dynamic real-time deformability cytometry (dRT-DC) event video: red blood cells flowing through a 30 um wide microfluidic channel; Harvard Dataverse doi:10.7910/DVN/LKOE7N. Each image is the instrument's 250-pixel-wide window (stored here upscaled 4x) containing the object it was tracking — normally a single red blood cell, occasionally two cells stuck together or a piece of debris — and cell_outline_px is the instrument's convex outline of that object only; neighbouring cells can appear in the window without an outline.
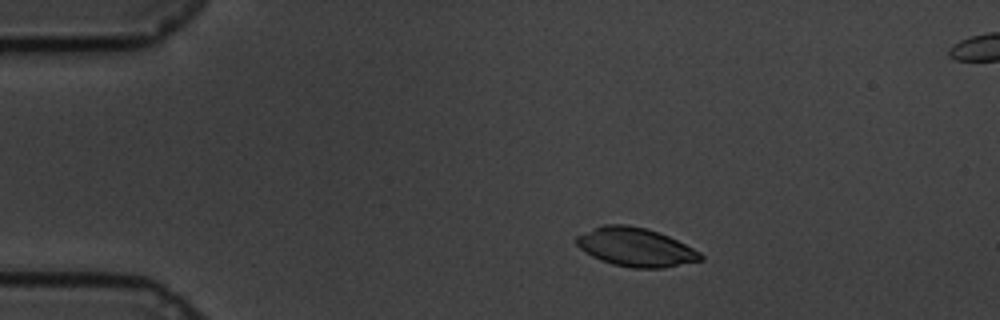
{"species": "common noctule bat (a hibernating species)", "species_latin": "Nyctalus noctula", "temperature_condition": "cold", "stored_images_in_passage": 51, "segment_of_instrument_passage": [1, 2], "camera_frame_rate_fps": 3000, "um_per_image_px": 0.085, "animal": {"sex": "male", "body_mass_g": 19.5, "forearm_length_mm": 54.6}, "frame": {"image": 1, "passage_image": 1, "time_ms": 0.0, "image_size_px": [1000, 320], "cell_outline_px": [[704, 260], [664, 268], [632, 268], [612, 264], [600, 260], [592, 256], [580, 248], [576, 244], [576, 236], [604, 224], [628, 224], [644, 228], [668, 236], [700, 252], [704, 256]], "centroid_in_image_um": [54.04, 21.02], "position_along_channel_um": 31.0, "area_um2": 27.8}}
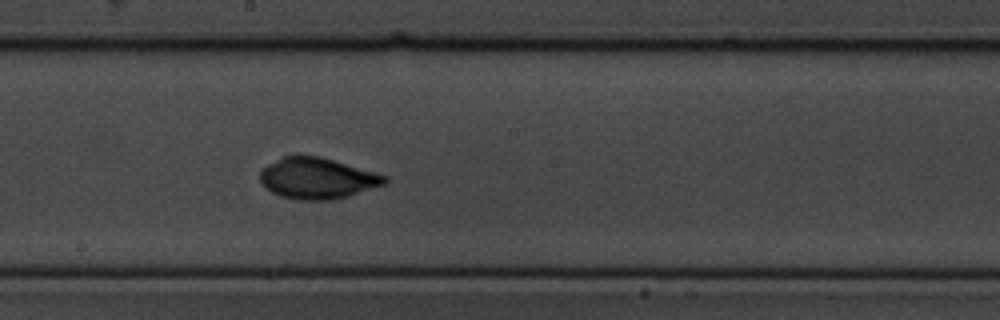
{"frame": {"image": 2, "passage_image": 23, "time_ms": 7.333, "image_size_px": [1000, 320], "cell_outline_px": [[388, 180], [384, 184], [348, 196], [332, 200], [300, 200], [280, 196], [264, 188], [260, 184], [260, 168], [292, 152], [296, 152], [320, 156], [388, 176]], "centroid_in_image_um": [26.9, 15.12], "position_along_channel_um": 221.3, "area_um2": 30.35}}
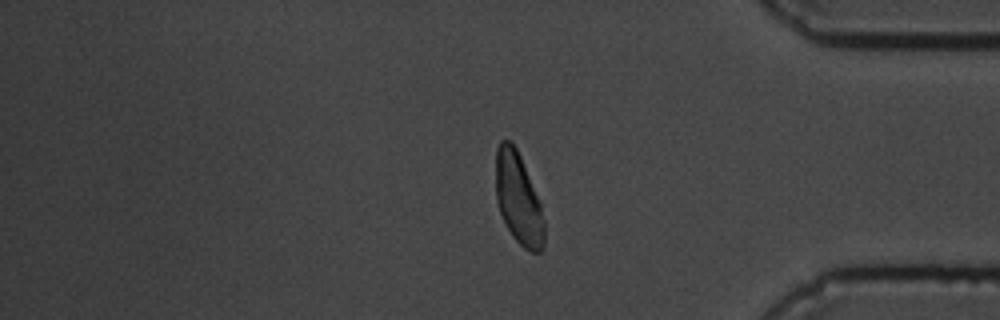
{"frame": {"image": 3, "passage_image": 40, "time_ms": 13.0, "image_size_px": [1000, 320], "cell_outline_px": [[544, 248], [540, 252], [532, 252], [524, 248], [512, 236], [500, 212], [496, 200], [496, 148], [500, 140], [512, 140], [520, 156], [540, 200], [544, 220]], "centroid_in_image_um": [44.07, 16.88], "position_along_channel_um": 391.1, "area_um2": 25.95}}